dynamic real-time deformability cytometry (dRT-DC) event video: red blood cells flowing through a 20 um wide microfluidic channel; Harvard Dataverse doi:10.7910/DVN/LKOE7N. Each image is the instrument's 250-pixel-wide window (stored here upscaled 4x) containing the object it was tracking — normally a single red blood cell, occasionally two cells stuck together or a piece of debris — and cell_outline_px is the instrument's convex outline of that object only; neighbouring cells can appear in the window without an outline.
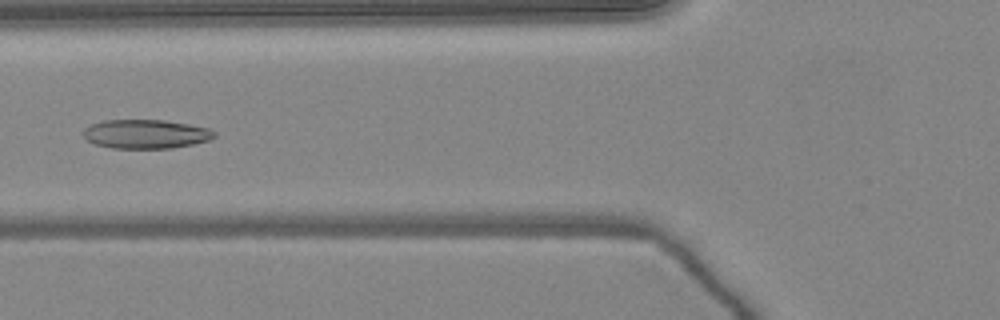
{"species": "common noctule bat (a hibernating species)", "species_latin": "Nyctalus noctula", "temperature_condition": "warm", "stored_images_in_passage": 51, "camera_frame_rate_fps": 3000, "um_per_image_px": 0.085, "animal": {"sex": "female", "body_mass_g": 24.6, "forearm_length_mm": 56.2}, "frame": {"image": 1, "passage_image": 20, "time_ms": 6.333, "image_size_px": [1000, 320], "cell_outline_px": [[216, 136], [208, 140], [192, 144], [172, 148], [112, 148], [96, 144], [88, 140], [84, 136], [84, 128], [92, 124], [104, 120], [164, 120], [188, 124], [208, 128], [216, 132]], "centroid_in_image_um": [12.4, 11.39], "position_along_channel_um": 113.4, "area_um2": 21.96}}
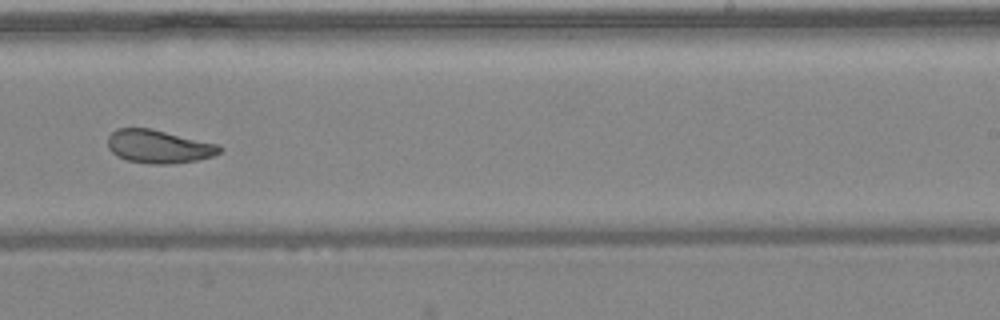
{"frame": {"image": 2, "passage_image": 32, "time_ms": 10.333, "image_size_px": [1000, 320], "cell_outline_px": [[224, 148], [220, 152], [212, 156], [196, 160], [172, 164], [152, 164], [128, 160], [116, 156], [108, 148], [108, 136], [116, 128], [152, 128], [220, 144]], "centroid_in_image_um": [13.51, 12.44], "position_along_channel_um": 275.5, "area_um2": 21.91}}
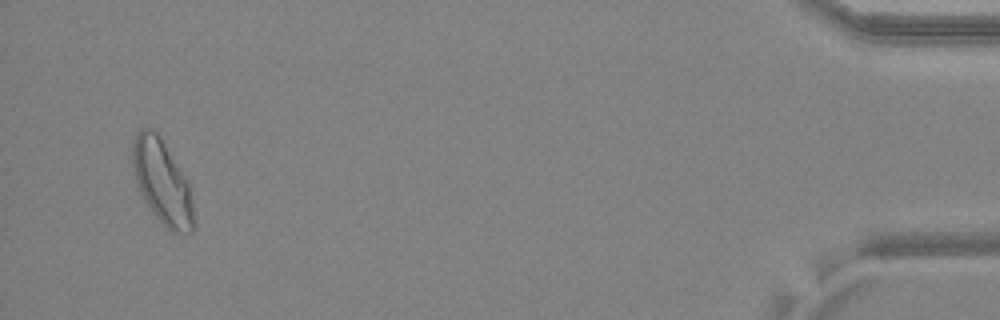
{"frame": {"image": 3, "passage_image": 49, "time_ms": 16.0, "image_size_px": [1000, 320], "cell_outline_px": [[196, 228], [192, 232], [172, 232], [152, 212], [140, 192], [132, 168], [132, 144], [136, 132], [140, 128], [148, 128], [156, 132], [184, 176], [188, 184], [192, 200], [196, 224]], "centroid_in_image_um": [13.78, 15.5], "position_along_channel_um": 421.4, "area_um2": 29.48}, "authors_computed_cell_mechanics": {"area_um2": 24.0448, "velocity_mm_per_s": 4.0528, "shape_relaxation_time_tau1_ms": 9.7651, "shape_relaxation_time_tau2_ms": 2.7621, "deformation_change_tau1": 0.217, "deformation_change_tau2": 0.0879}}